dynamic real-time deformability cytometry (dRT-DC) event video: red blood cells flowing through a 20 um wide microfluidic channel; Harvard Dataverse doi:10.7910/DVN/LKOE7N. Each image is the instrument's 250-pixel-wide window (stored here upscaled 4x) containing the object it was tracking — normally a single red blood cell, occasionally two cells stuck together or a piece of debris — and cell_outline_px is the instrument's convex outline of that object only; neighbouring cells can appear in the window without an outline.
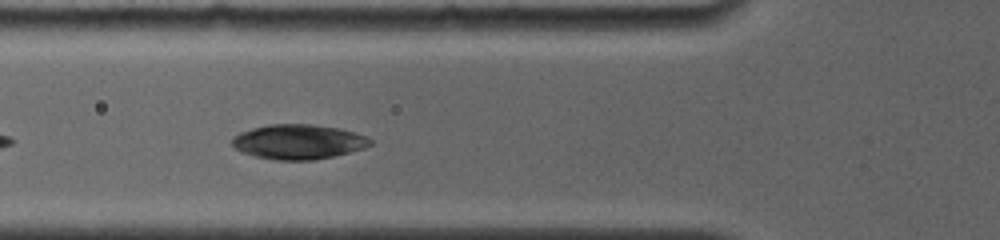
{"species": "common noctule bat (a hibernating species)", "species_latin": "Nyctalus noctula", "temperature_condition": "room temperature", "stored_images_in_passage": 12, "camera_frame_rate_fps": 4000, "um_per_image_px": 0.085, "animal": {"sex": "female", "body_mass_g": 19.0, "forearm_length_mm": 56.7}, "frame": {"image": 1, "passage_image": 3, "time_ms": 0.5, "image_size_px": [1000, 240], "cell_outline_px": [[372, 144], [364, 148], [332, 156], [312, 160], [276, 160], [256, 156], [244, 152], [236, 148], [232, 144], [232, 136], [240, 132], [252, 128], [268, 124], [312, 124], [340, 128], [368, 136], [372, 140]], "centroid_in_image_um": [25.37, 12.04], "position_along_channel_um": 100.4, "area_um2": 27.92}}
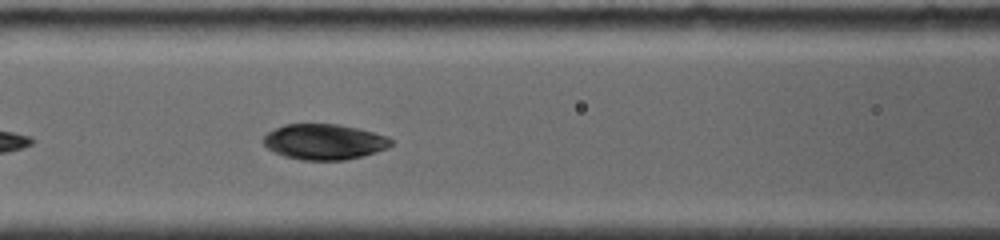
{"frame": {"image": 2, "passage_image": 4, "time_ms": 0.75, "image_size_px": [1000, 240], "cell_outline_px": [[392, 144], [388, 148], [376, 152], [344, 160], [300, 160], [284, 156], [268, 148], [264, 144], [264, 136], [268, 132], [284, 124], [336, 124], [356, 128], [388, 136], [392, 140]], "centroid_in_image_um": [27.56, 12.05], "position_along_channel_um": 139.0, "area_um2": 26.24}}